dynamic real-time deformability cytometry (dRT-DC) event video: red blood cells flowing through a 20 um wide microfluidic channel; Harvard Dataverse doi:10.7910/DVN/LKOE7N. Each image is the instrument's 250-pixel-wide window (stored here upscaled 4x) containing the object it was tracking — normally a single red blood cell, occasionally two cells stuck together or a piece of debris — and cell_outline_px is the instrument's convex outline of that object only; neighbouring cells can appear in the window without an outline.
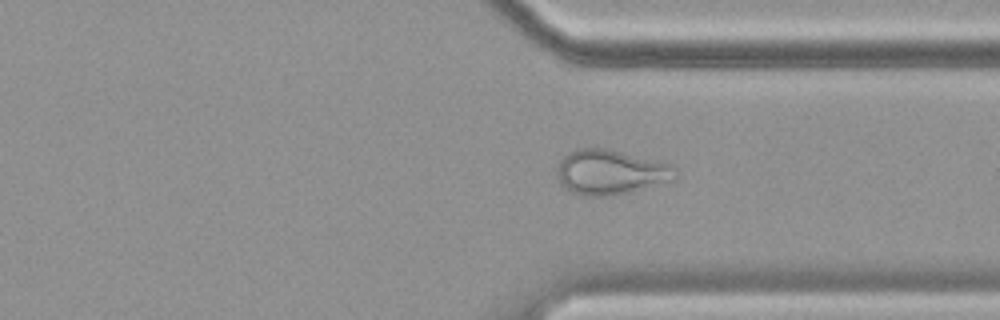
{"species": "common noctule bat (a hibernating species)", "species_latin": "Nyctalus noctula", "temperature_condition": "cold", "stored_images_in_passage": 49, "camera_frame_rate_fps": 3000, "um_per_image_px": 0.085, "animal": {"sex": "female", "body_mass_g": 19.9}, "frame": {"image": 1, "passage_image": 42, "time_ms": 13.667, "image_size_px": [1000, 320], "cell_outline_px": [[676, 176], [672, 180], [612, 196], [584, 196], [572, 192], [560, 184], [556, 176], [556, 168], [560, 160], [568, 152], [580, 148], [608, 148], [672, 164], [676, 168]], "centroid_in_image_um": [51.85, 14.62], "position_along_channel_um": 359.5, "area_um2": 30.98}, "authors_computed_cell_mechanics": {"area_um2": 29.6514, "velocity_mm_per_s": 3.513, "shape_relaxation_time_tau1_ms": null, "shape_relaxation_time_tau2_ms": 1.5973, "deformation_change_tau1": null, "deformation_change_tau2": 0.0888}}